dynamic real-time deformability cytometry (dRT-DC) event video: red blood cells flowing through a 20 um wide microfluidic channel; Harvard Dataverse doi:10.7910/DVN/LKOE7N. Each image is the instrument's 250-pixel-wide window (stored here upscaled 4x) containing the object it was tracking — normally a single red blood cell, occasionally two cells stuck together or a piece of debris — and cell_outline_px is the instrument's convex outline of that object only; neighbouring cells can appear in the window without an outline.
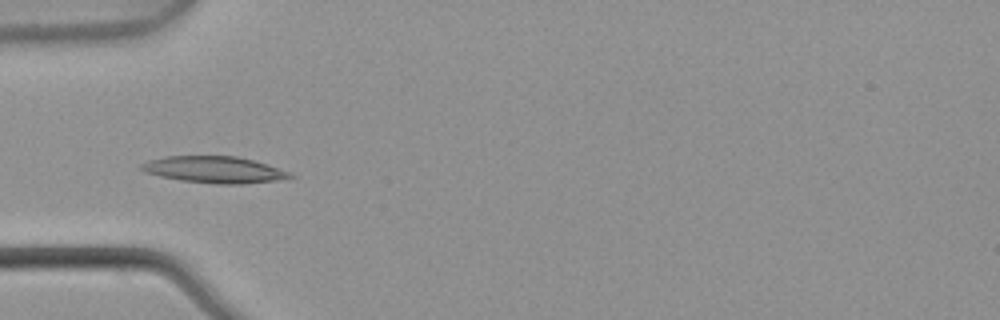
{"species": "common noctule bat (a hibernating species)", "species_latin": "Nyctalus noctula", "temperature_condition": "warm", "stored_images_in_passage": 6, "camera_frame_rate_fps": 3000, "um_per_image_px": 0.085, "animal": {"sex": "male", "body_mass_g": 21.5, "forearm_length_mm": 52.0}, "frame": {"image": 1, "passage_image": 4, "time_ms": 1.0, "image_size_px": [1000, 320], "cell_outline_px": [[296, 176], [276, 180], [244, 184], [216, 184], [180, 180], [160, 176], [144, 172], [140, 168], [140, 164], [148, 160], [164, 156], [236, 156], [252, 160], [292, 172]], "centroid_in_image_um": [18.19, 14.42], "position_along_channel_um": 66.8, "area_um2": 23.06}}
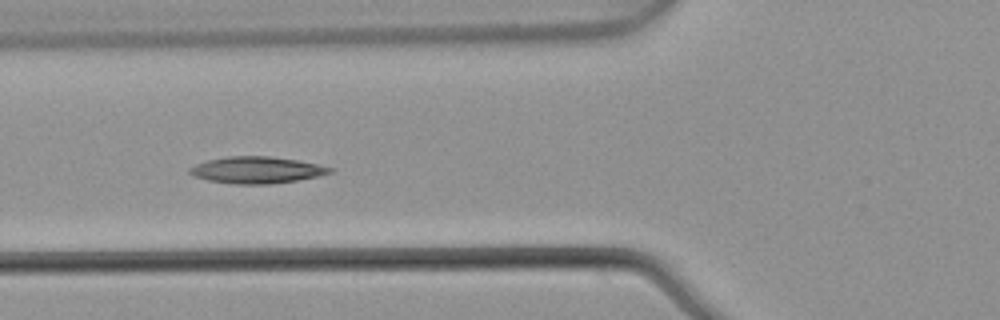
{"frame": {"image": 2, "passage_image": 5, "time_ms": 1.333, "image_size_px": [1000, 320], "cell_outline_px": [[336, 168], [332, 172], [316, 176], [296, 180], [268, 184], [232, 184], [208, 180], [196, 176], [188, 172], [188, 168], [196, 164], [208, 160], [228, 156], [268, 156], [296, 160]], "centroid_in_image_um": [21.8, 14.45], "position_along_channel_um": 104.0, "area_um2": 21.56}}
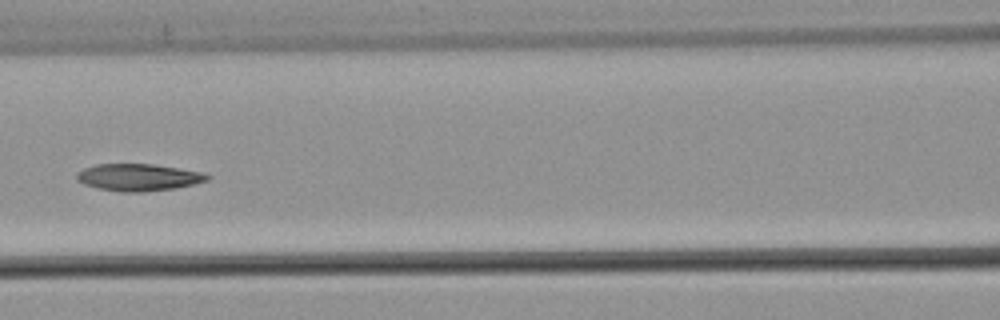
{"frame": {"image": 3, "passage_image": 6, "time_ms": 1.667, "image_size_px": [1000, 320], "cell_outline_px": [[212, 176], [208, 180], [176, 188], [144, 192], [120, 192], [100, 188], [84, 184], [76, 180], [76, 172], [84, 168], [96, 164], [152, 164], [200, 172]], "centroid_in_image_um": [11.73, 15.07], "position_along_channel_um": 154.9, "area_um2": 20.46}}